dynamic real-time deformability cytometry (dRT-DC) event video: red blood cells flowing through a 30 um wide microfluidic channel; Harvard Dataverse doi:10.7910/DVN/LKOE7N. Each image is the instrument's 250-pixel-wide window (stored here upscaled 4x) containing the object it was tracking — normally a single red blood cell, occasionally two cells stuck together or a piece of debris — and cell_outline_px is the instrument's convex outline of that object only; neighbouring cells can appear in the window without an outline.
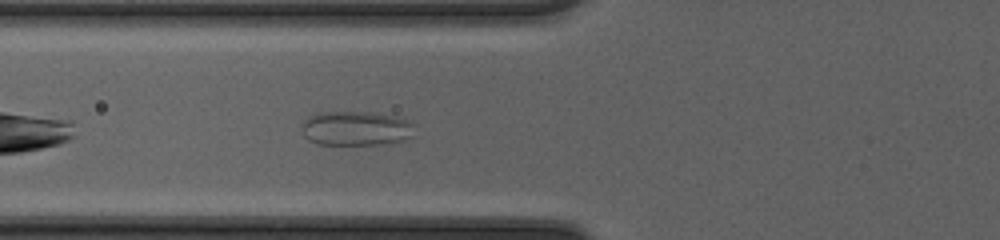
{"species": "common noctule bat (a hibernating species)", "species_latin": "Nyctalus noctula", "temperature_condition": "cold", "stored_images_in_passage": 27, "camera_frame_rate_fps": 3000, "um_per_image_px": 0.085, "animal": {"sex": "female", "body_mass_g": 20.0, "forearm_length_mm": 54.0}, "frame": {"image": 1, "passage_image": 6, "time_ms": 1.667, "image_size_px": [1000, 240], "cell_outline_px": [[416, 124], [408, 136], [404, 140], [392, 144], [320, 144], [308, 140], [304, 136], [300, 128], [304, 120], [308, 116], [316, 112], [376, 112], [400, 116], [412, 120]], "centroid_in_image_um": [30.27, 10.89], "position_along_channel_um": 95.5, "area_um2": 23.18}}
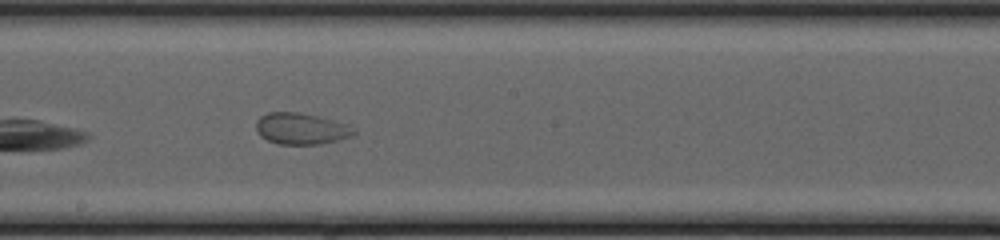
{"frame": {"image": 2, "passage_image": 15, "time_ms": 4.667, "image_size_px": [1000, 240], "cell_outline_px": [[356, 132], [352, 136], [320, 144], [280, 144], [268, 140], [260, 136], [256, 132], [256, 120], [260, 116], [268, 112], [296, 112], [316, 116], [348, 124], [356, 128]], "centroid_in_image_um": [25.58, 10.93], "position_along_channel_um": 222.6, "area_um2": 17.86}}
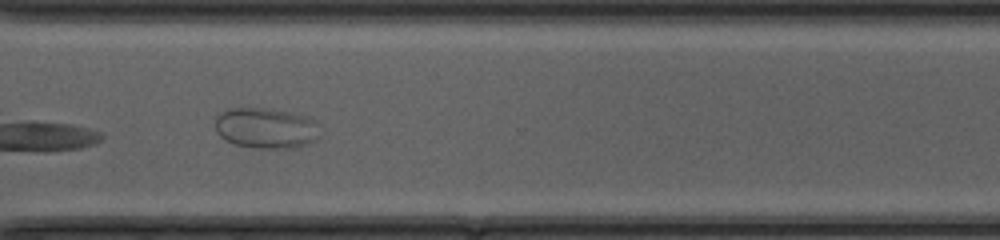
{"frame": {"image": 3, "passage_image": 24, "time_ms": 7.667, "image_size_px": [1000, 240], "cell_outline_px": [[320, 136], [316, 140], [308, 144], [296, 148], [256, 148], [236, 144], [220, 136], [216, 132], [216, 116], [220, 112], [228, 108], [264, 108], [304, 116], [316, 120], [320, 124]], "centroid_in_image_um": [22.64, 10.9], "position_along_channel_um": 348.0, "area_um2": 24.91}}